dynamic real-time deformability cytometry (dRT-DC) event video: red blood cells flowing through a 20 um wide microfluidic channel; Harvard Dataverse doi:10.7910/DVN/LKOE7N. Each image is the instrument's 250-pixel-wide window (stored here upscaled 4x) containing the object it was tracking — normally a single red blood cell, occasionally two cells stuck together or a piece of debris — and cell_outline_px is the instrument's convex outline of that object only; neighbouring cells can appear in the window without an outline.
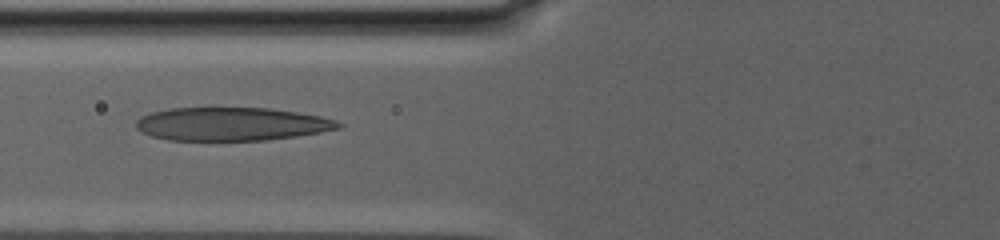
{"species": "human", "species_latin": "Homo sapiens", "temperature_condition": "warm", "stored_images_in_passage": 14, "camera_frame_rate_fps": 3000, "um_per_image_px": 0.085, "donor": {"sex": "male"}, "frame": {"image": 1, "passage_image": 10, "time_ms": 11.0, "image_size_px": [1000, 240], "cell_outline_px": [[344, 124], [340, 128], [320, 132], [296, 136], [264, 140], [168, 140], [152, 136], [136, 128], [136, 120], [140, 116], [152, 112], [168, 108], [268, 108], [296, 112], [320, 116], [336, 120]], "centroid_in_image_um": [19.68, 10.54], "position_along_channel_um": 106.1, "area_um2": 39.13}}
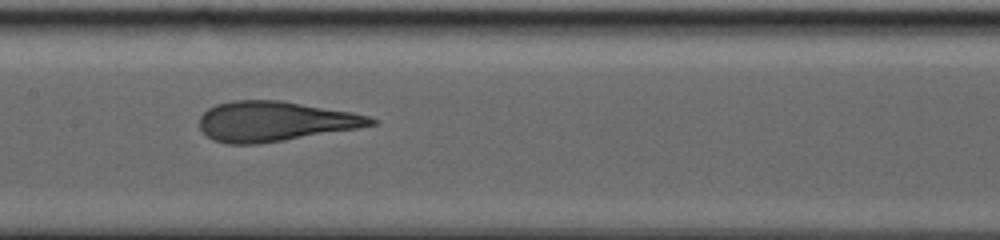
{"frame": {"image": 2, "passage_image": 12, "time_ms": 14.0, "image_size_px": [1000, 240], "cell_outline_px": [[380, 120], [376, 124], [356, 128], [260, 144], [228, 144], [212, 140], [200, 128], [200, 116], [208, 108], [216, 104], [232, 100], [284, 100], [352, 112], [368, 116]], "centroid_in_image_um": [23.35, 10.3], "position_along_channel_um": 184.1, "area_um2": 39.94}}
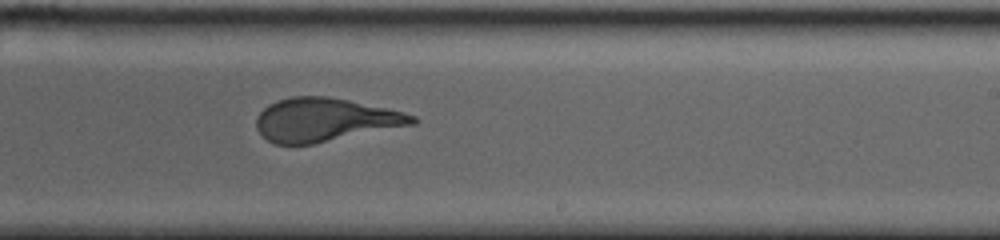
{"frame": {"image": 3, "passage_image": 14, "time_ms": 17.0, "image_size_px": [1000, 240], "cell_outline_px": [[420, 120], [416, 124], [312, 144], [272, 144], [256, 128], [256, 116], [268, 104], [276, 100], [292, 96], [328, 96], [348, 100], [404, 112], [416, 116]], "centroid_in_image_um": [27.62, 10.18], "position_along_channel_um": 261.4, "area_um2": 39.48}}